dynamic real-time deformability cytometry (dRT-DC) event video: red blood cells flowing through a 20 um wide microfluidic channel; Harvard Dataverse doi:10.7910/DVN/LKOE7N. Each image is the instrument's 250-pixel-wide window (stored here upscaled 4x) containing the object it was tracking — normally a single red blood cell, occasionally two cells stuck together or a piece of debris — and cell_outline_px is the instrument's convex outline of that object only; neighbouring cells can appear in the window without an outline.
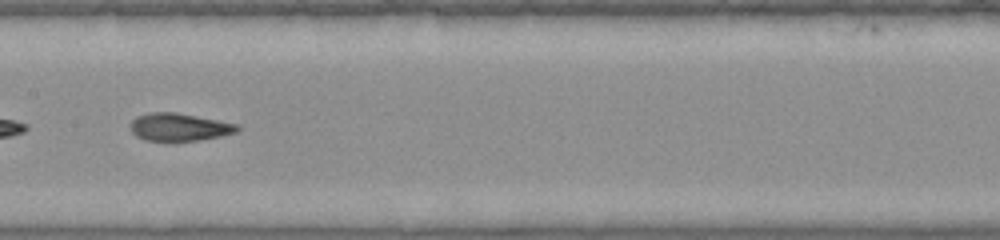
{"species": "common noctule bat (a hibernating species)", "species_latin": "Nyctalus noctula", "temperature_condition": "warm", "stored_images_in_passage": 29, "camera_frame_rate_fps": 3000, "um_per_image_px": 0.085, "animal": {"sex": "female", "body_mass_g": 22.0, "forearm_length_mm": 56.7}, "frame": {"image": 1, "passage_image": 9, "time_ms": 2.667, "image_size_px": [1000, 240], "cell_outline_px": [[240, 128], [236, 132], [220, 136], [200, 140], [176, 144], [172, 144], [144, 140], [136, 136], [132, 132], [132, 120], [136, 116], [152, 112], [176, 112], [236, 124]], "centroid_in_image_um": [15.19, 10.85], "position_along_channel_um": 192.2, "area_um2": 17.74}}
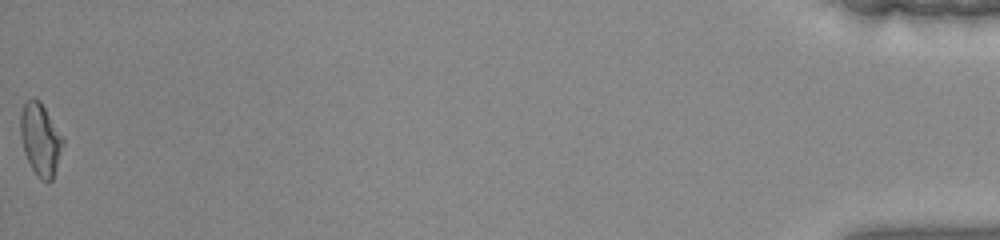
{"frame": {"image": 2, "passage_image": 29, "time_ms": 9.333, "image_size_px": [1000, 240], "cell_outline_px": [[64, 144], [52, 180], [48, 184], [40, 180], [36, 176], [24, 152], [20, 136], [20, 112], [24, 104], [32, 96], [40, 100], [64, 140]], "centroid_in_image_um": [3.42, 11.86], "position_along_channel_um": 431.8, "area_um2": 17.98}}